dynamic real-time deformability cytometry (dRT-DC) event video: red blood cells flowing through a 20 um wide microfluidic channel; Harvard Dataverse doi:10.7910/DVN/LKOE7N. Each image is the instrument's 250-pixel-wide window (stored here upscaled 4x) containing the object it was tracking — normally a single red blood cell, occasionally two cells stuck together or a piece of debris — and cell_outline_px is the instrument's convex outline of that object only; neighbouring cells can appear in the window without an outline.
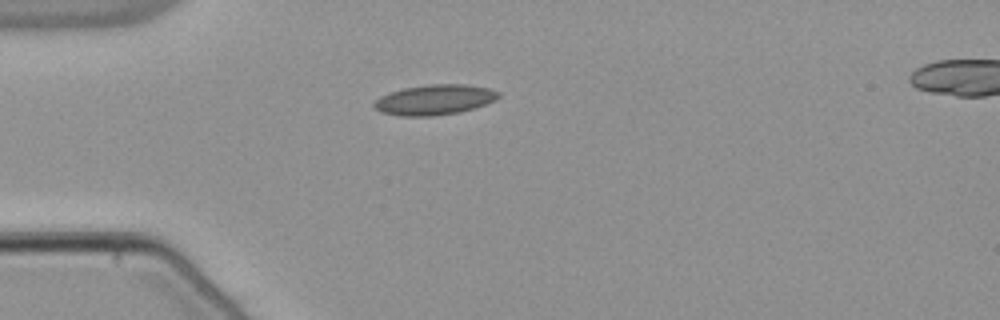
{"species": "common noctule bat (a hibernating species)", "species_latin": "Nyctalus noctula", "temperature_condition": "warm", "stored_images_in_passage": 30, "camera_frame_rate_fps": 3000, "um_per_image_px": 0.085, "animal": {"sex": "male", "body_mass_g": 21.5, "forearm_length_mm": 52.0}, "frame": {"image": 1, "passage_image": 1, "time_ms": 0.0, "image_size_px": [1000, 320], "cell_outline_px": [[500, 96], [496, 100], [476, 108], [460, 112], [432, 116], [400, 116], [380, 112], [372, 104], [380, 96], [388, 92], [404, 88], [432, 84], [464, 84], [488, 88], [500, 92]], "centroid_in_image_um": [36.95, 8.48], "position_along_channel_um": 48.1, "area_um2": 22.02}}
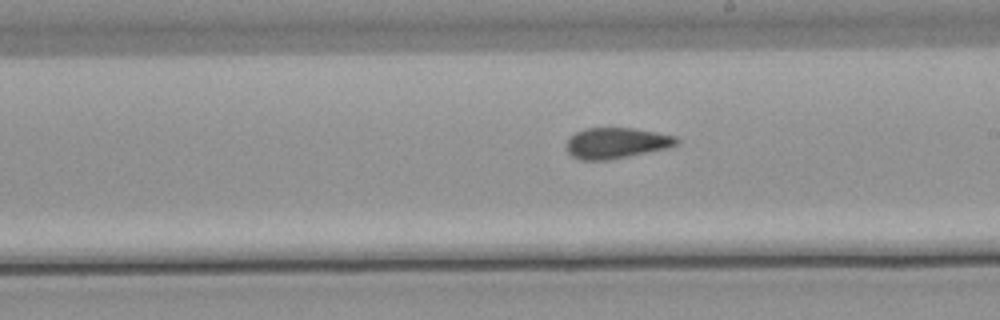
{"frame": {"image": 2, "passage_image": 17, "time_ms": 5.333, "image_size_px": [1000, 320], "cell_outline_px": [[680, 144], [668, 148], [608, 160], [580, 160], [572, 156], [568, 152], [564, 144], [568, 136], [584, 128], [632, 128], [656, 132], [676, 136], [680, 140]], "centroid_in_image_um": [52.36, 12.15], "position_along_channel_um": 236.6, "area_um2": 20.06}}
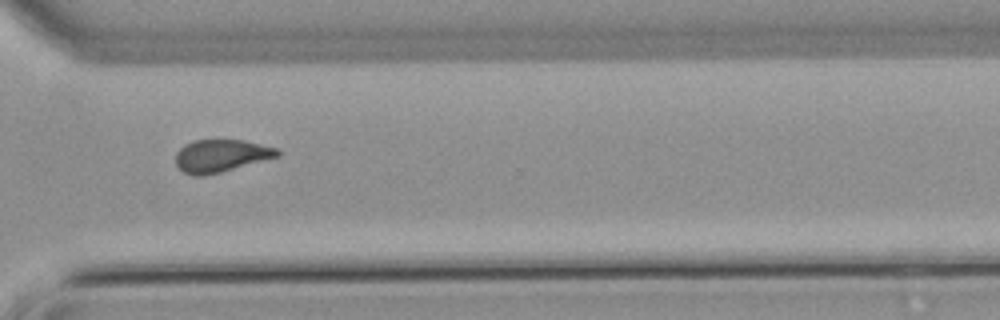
{"frame": {"image": 3, "passage_image": 26, "time_ms": 8.333, "image_size_px": [1000, 320], "cell_outline_px": [[280, 156], [220, 172], [204, 176], [196, 176], [184, 172], [176, 164], [176, 152], [184, 144], [192, 140], [244, 140], [280, 148]], "centroid_in_image_um": [18.81, 13.23], "position_along_channel_um": 351.8, "area_um2": 19.36}, "authors_computed_cell_mechanics": {"area_um2": 20.1144, "velocity_mm_per_s": 3.8308, "shape_relaxation_time_tau1_ms": null, "shape_relaxation_time_tau2_ms": 1.9114, "deformation_change_tau1": null, "deformation_change_tau2": 0.0721}}